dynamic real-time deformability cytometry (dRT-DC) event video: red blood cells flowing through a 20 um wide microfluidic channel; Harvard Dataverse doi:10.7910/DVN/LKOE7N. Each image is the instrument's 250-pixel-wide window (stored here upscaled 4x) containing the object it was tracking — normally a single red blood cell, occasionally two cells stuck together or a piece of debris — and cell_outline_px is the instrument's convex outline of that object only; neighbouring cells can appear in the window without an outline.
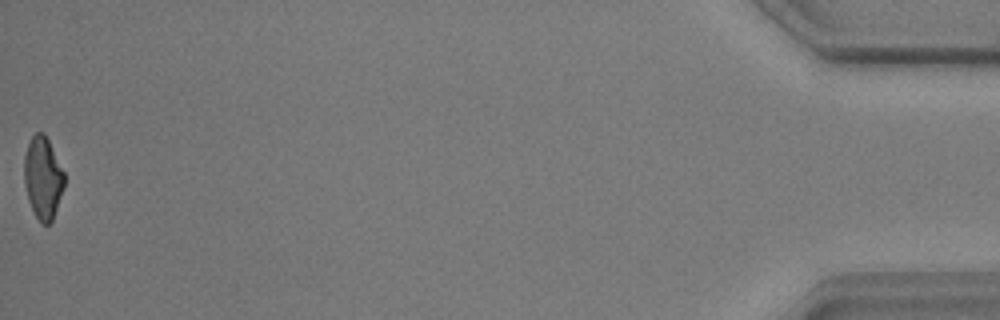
{"species": "common noctule bat (a hibernating species)", "species_latin": "Nyctalus noctula", "temperature_condition": "warm", "stored_images_in_passage": 52, "camera_frame_rate_fps": 3000, "um_per_image_px": 0.085, "animal": {"sex": "male", "body_mass_g": 17.9, "forearm_length_mm": 54.2}, "frame": {"image": 1, "passage_image": 52, "time_ms": 17.0, "image_size_px": [1000, 320], "cell_outline_px": [[64, 188], [52, 220], [48, 224], [40, 224], [28, 200], [24, 184], [24, 156], [28, 144], [32, 136], [36, 132], [44, 132], [64, 172]], "centroid_in_image_um": [3.64, 15.12], "position_along_channel_um": 431.6, "area_um2": 19.13}, "authors_computed_cell_mechanics": {"area_um2": 20.8369, "velocity_mm_per_s": 3.6779, "shape_relaxation_time_tau1_ms": 4.486, "shape_relaxation_time_tau2_ms": 3.5545, "deformation_change_tau1": 0.1538, "deformation_change_tau2": 0.1105}}